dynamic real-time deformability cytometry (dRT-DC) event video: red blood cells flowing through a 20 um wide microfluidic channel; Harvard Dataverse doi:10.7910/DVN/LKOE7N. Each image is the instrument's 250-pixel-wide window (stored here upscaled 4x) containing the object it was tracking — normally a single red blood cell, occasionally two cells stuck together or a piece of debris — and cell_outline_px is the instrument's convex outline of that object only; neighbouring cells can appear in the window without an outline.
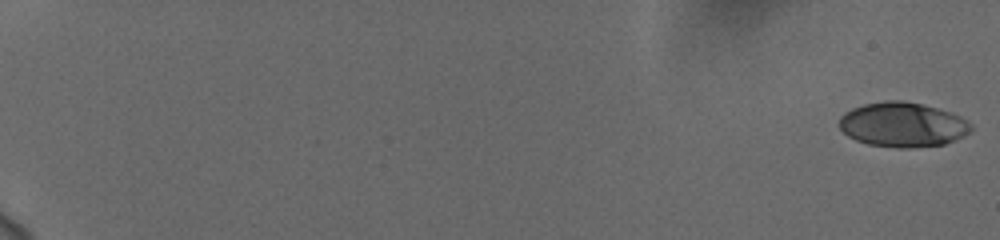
{"species": "human", "species_latin": "Homo sapiens", "temperature_condition": "cold", "stored_images_in_passage": 21, "camera_frame_rate_fps": 3000, "um_per_image_px": 0.085, "donor": {"sex": "female"}, "frame": {"image": 1, "passage_image": 1, "time_ms": 0.0, "image_size_px": [1000, 240], "cell_outline_px": [[972, 132], [964, 136], [944, 144], [912, 148], [896, 148], [868, 144], [856, 140], [848, 136], [840, 128], [840, 116], [844, 112], [852, 108], [864, 104], [884, 100], [900, 100], [920, 104], [952, 112], [968, 120], [972, 124]], "centroid_in_image_um": [76.75, 10.6], "position_along_channel_um": 8.3, "area_um2": 34.51}}
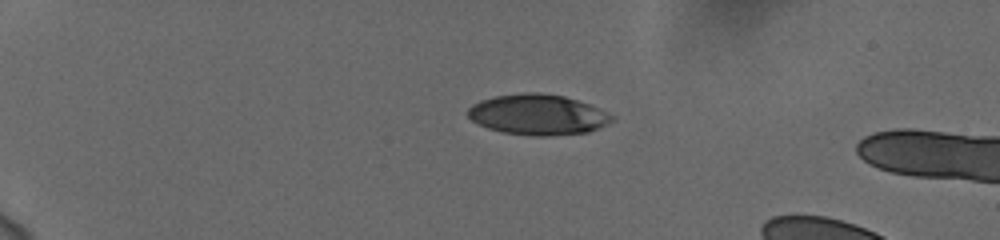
{"frame": {"image": 2, "passage_image": 16, "time_ms": 5.0, "image_size_px": [1000, 240], "cell_outline_px": [[616, 120], [608, 124], [588, 132], [548, 136], [532, 136], [504, 132], [488, 128], [472, 120], [468, 116], [468, 108], [472, 104], [480, 100], [496, 96], [528, 92], [536, 92], [564, 96], [600, 108], [616, 116]], "centroid_in_image_um": [45.76, 9.75], "position_along_channel_um": 39.2, "area_um2": 34.04}}